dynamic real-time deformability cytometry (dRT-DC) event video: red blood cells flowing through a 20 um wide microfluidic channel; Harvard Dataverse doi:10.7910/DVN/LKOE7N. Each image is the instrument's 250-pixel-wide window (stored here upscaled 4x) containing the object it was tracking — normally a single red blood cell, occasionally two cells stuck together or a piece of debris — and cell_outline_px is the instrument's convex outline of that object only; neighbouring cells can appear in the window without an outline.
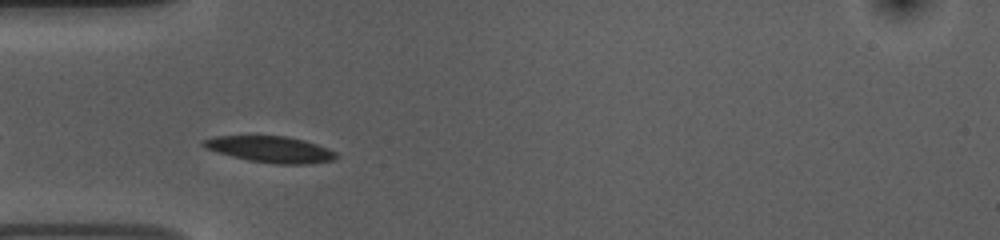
{"species": "common noctule bat (a hibernating species)", "species_latin": "Nyctalus noctula", "temperature_condition": "room temperature", "stored_images_in_passage": 36, "camera_frame_rate_fps": 3000, "um_per_image_px": 0.085, "animal": {"sex": "female", "body_mass_g": 10.0, "forearm_length_mm": 53.1}, "frame": {"image": 1, "passage_image": 3, "time_ms": 0.667, "image_size_px": [1000, 240], "cell_outline_px": [[340, 156], [332, 160], [308, 164], [280, 164], [248, 160], [232, 156], [204, 148], [200, 144], [200, 140], [216, 136], [284, 136], [304, 140], [328, 148], [336, 152]], "centroid_in_image_um": [22.97, 12.69], "position_along_channel_um": 62.0, "area_um2": 20.29}}
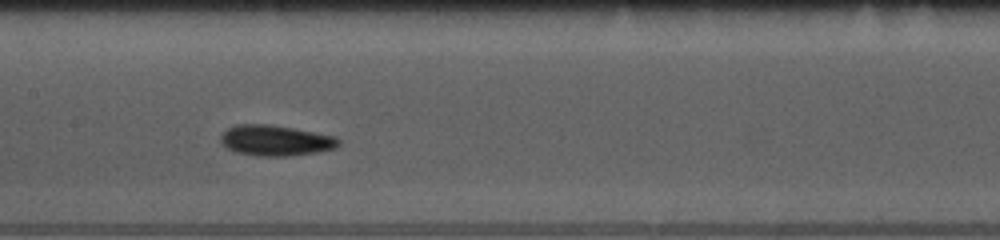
{"frame": {"image": 2, "passage_image": 13, "time_ms": 4.0, "image_size_px": [1000, 240], "cell_outline_px": [[340, 144], [336, 148], [316, 152], [288, 156], [256, 156], [236, 152], [228, 148], [220, 140], [220, 136], [228, 128], [236, 124], [268, 124], [292, 128], [336, 136], [340, 140]], "centroid_in_image_um": [23.43, 11.94], "position_along_channel_um": 184.0, "area_um2": 20.98}}
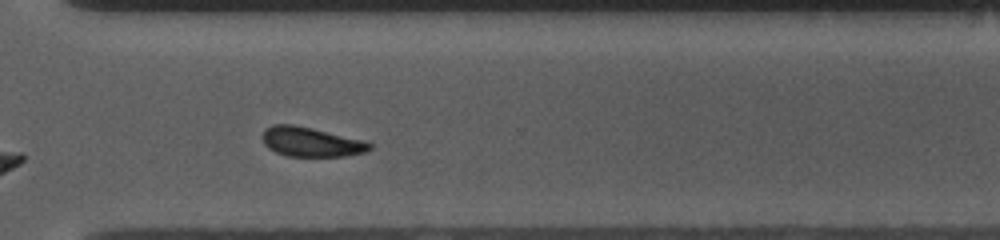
{"frame": {"image": 3, "passage_image": 26, "time_ms": 8.333, "image_size_px": [1000, 240], "cell_outline_px": [[372, 148], [368, 152], [344, 156], [288, 156], [276, 152], [268, 148], [264, 144], [264, 128], [272, 124], [296, 124], [368, 140], [372, 144]], "centroid_in_image_um": [26.51, 12.05], "position_along_channel_um": 344.1, "area_um2": 18.84}, "authors_computed_cell_mechanics": {"area_um2": 19.1318, "velocity_mm_per_s": 3.6999, "shape_relaxation_time_tau1_ms": 2.313, "shape_relaxation_time_tau2_ms": 4.0854, "deformation_change_tau1": 0.1037, "deformation_change_tau2": 0.0873}}